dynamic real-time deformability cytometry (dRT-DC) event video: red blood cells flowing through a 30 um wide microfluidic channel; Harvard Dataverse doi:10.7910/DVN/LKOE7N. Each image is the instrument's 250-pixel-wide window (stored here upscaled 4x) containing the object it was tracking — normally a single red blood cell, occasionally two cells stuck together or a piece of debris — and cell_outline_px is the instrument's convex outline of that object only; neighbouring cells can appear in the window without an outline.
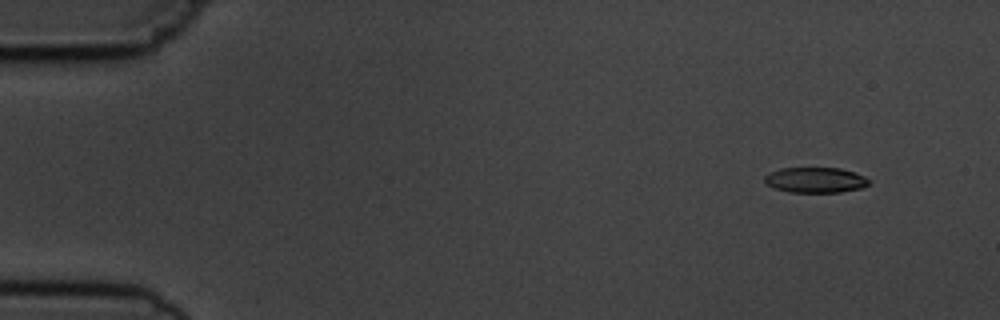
{"species": "common noctule bat (a hibernating species)", "species_latin": "Nyctalus noctula", "temperature_condition": "cold", "stored_images_in_passage": 4, "camera_frame_rate_fps": 3000, "um_per_image_px": 0.085, "animal": {"sex": "male", "body_mass_g": 19.5, "forearm_length_mm": 54.6}, "frame": {"image": 1, "passage_image": 1, "time_ms": 0.0, "image_size_px": [1000, 320], "cell_outline_px": [[872, 180], [864, 188], [840, 192], [788, 192], [764, 184], [764, 176], [780, 168], [840, 168], [856, 172]], "centroid_in_image_um": [69.35, 15.3], "position_along_channel_um": 15.7, "area_um2": 15.61}}
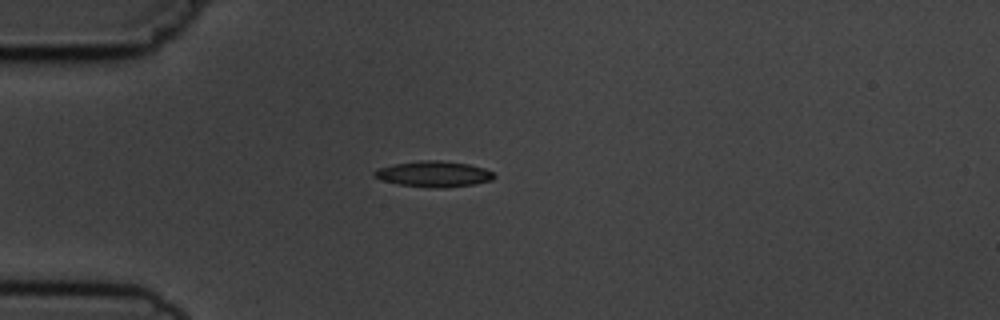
{"frame": {"image": 2, "passage_image": 4, "time_ms": 3.333, "image_size_px": [1000, 320], "cell_outline_px": [[496, 176], [492, 180], [472, 184], [444, 188], [428, 188], [400, 184], [384, 180], [372, 176], [372, 172], [376, 168], [392, 164], [420, 160], [440, 160], [468, 164], [484, 168], [492, 172]], "centroid_in_image_um": [36.83, 14.78], "position_along_channel_um": 48.2, "area_um2": 18.09}}